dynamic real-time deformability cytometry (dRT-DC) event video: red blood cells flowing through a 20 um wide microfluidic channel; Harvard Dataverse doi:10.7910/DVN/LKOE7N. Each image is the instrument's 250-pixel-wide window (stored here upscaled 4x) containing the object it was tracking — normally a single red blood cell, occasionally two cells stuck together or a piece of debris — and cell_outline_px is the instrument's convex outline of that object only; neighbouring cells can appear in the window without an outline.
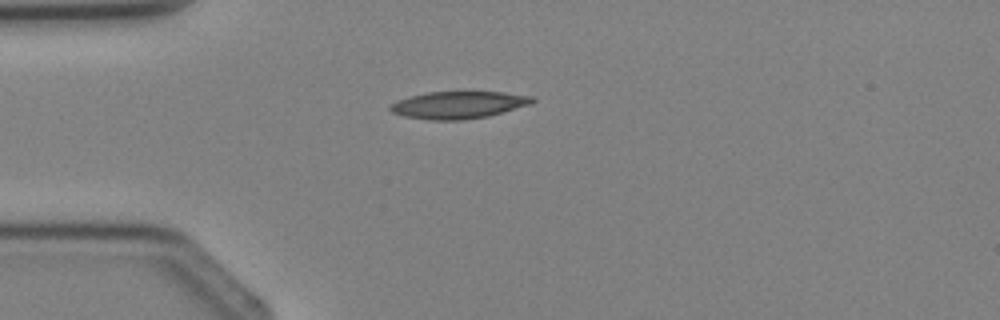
{"species": "Egyptian fruit bat (a non-hibernating species)", "species_latin": "Rousettus aegyptiacus", "temperature_condition": "cold", "stored_images_in_passage": 1, "camera_frame_rate_fps": 3000, "um_per_image_px": 0.085, "animal": {"sex": "female"}, "frame": {"image": 1, "passage_image": 1, "time_ms": 0.0, "image_size_px": [1000, 320], "cell_outline_px": [[536, 100], [532, 104], [488, 116], [460, 120], [432, 120], [404, 116], [392, 112], [388, 108], [396, 100], [408, 96], [428, 92], [504, 92], [532, 96]], "centroid_in_image_um": [38.97, 8.91], "position_along_channel_um": 46.0, "area_um2": 22.54}}